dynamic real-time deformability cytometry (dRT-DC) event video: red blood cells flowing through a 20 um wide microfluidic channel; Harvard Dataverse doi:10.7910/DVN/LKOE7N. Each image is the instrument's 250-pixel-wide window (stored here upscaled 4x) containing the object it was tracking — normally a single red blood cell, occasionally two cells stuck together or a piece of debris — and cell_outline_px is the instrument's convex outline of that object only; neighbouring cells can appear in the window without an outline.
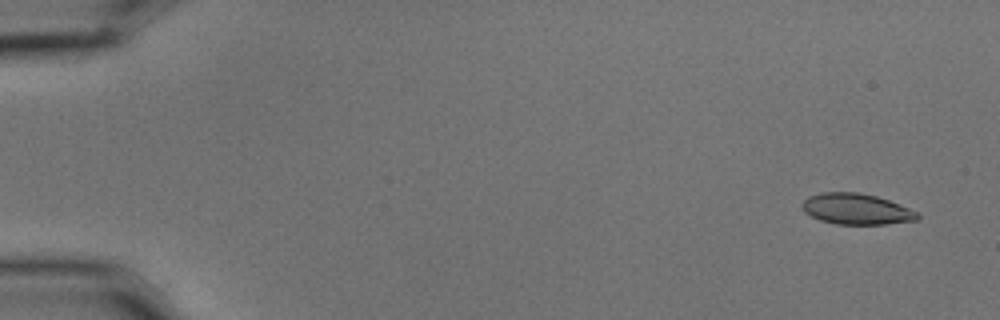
{"species": "common noctule bat (a hibernating species)", "species_latin": "Nyctalus noctula", "temperature_condition": "cold", "stored_images_in_passage": 4, "camera_frame_rate_fps": 3000, "um_per_image_px": 0.085, "animal": {"sex": "male", "body_mass_g": 15.6}, "frame": {"image": 1, "passage_image": 1, "time_ms": 0.0, "image_size_px": [1000, 320], "cell_outline_px": [[920, 216], [916, 220], [884, 224], [836, 224], [820, 220], [804, 212], [800, 204], [808, 196], [820, 192], [856, 192], [876, 196], [888, 200], [908, 208], [916, 212]], "centroid_in_image_um": [72.73, 17.76], "position_along_channel_um": 12.3, "area_um2": 20.63}}
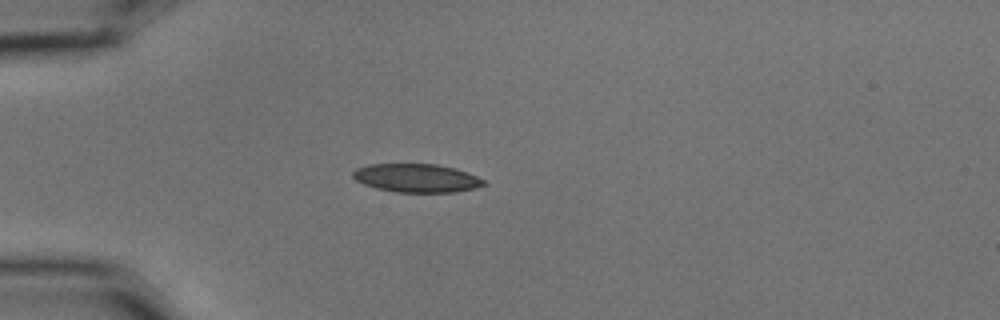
{"frame": {"image": 2, "passage_image": 4, "time_ms": 1.0, "image_size_px": [1000, 320], "cell_outline_px": [[488, 184], [476, 188], [456, 192], [396, 192], [376, 188], [364, 184], [356, 180], [352, 176], [352, 172], [356, 168], [368, 164], [436, 164], [468, 172], [484, 180]], "centroid_in_image_um": [35.41, 15.14], "position_along_channel_um": 49.6, "area_um2": 21.73}}